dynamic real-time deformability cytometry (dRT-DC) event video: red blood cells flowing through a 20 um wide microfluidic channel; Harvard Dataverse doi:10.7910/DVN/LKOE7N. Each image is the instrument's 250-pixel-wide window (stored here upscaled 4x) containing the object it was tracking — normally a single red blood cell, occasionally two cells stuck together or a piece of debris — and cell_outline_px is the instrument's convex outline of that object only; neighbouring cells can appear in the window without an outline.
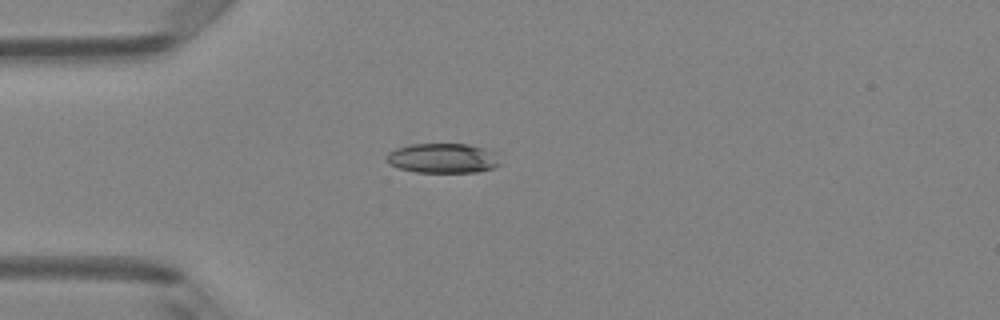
{"species": "Egyptian fruit bat (a non-hibernating species)", "species_latin": "Rousettus aegyptiacus", "temperature_condition": "room temperature", "stored_images_in_passage": 4, "camera_frame_rate_fps": 3000, "um_per_image_px": 0.085, "animal": {"sex": "female"}, "frame": {"image": 1, "passage_image": 4, "time_ms": 1.0, "image_size_px": [1000, 320], "cell_outline_px": [[500, 164], [492, 168], [476, 172], [416, 172], [400, 168], [388, 164], [388, 152], [396, 148], [408, 144], [468, 144], [484, 148], [496, 152]], "centroid_in_image_um": [37.65, 13.44], "position_along_channel_um": 47.4, "area_um2": 19.65}}